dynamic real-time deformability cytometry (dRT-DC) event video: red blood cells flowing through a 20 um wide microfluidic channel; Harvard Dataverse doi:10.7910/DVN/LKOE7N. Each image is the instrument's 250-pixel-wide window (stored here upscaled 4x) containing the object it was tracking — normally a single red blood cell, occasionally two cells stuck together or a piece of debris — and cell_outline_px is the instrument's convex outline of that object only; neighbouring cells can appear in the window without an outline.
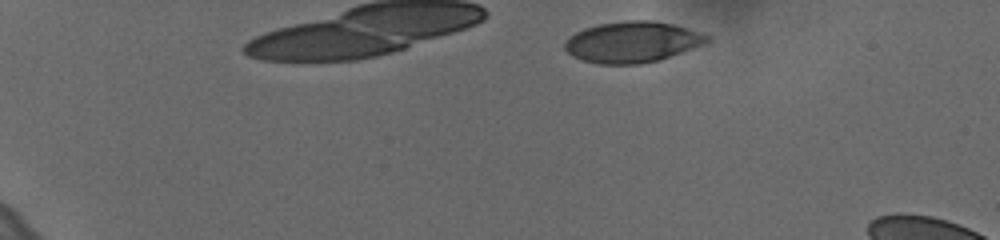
{"species": "human", "species_latin": "Homo sapiens", "temperature_condition": "cold", "stored_images_in_passage": 29, "camera_frame_rate_fps": 3000, "um_per_image_px": 0.085, "donor": {"sex": "female"}, "frame": {"image": 1, "passage_image": 1, "time_ms": 0.0, "image_size_px": [1000, 240], "cell_outline_px": [[708, 40], [692, 48], [660, 60], [640, 64], [600, 64], [584, 60], [572, 56], [564, 48], [564, 44], [568, 36], [584, 28], [600, 24], [628, 20], [652, 20], [672, 24], [700, 32], [708, 36]], "centroid_in_image_um": [53.69, 3.57], "position_along_channel_um": 31.3, "area_um2": 33.64}}
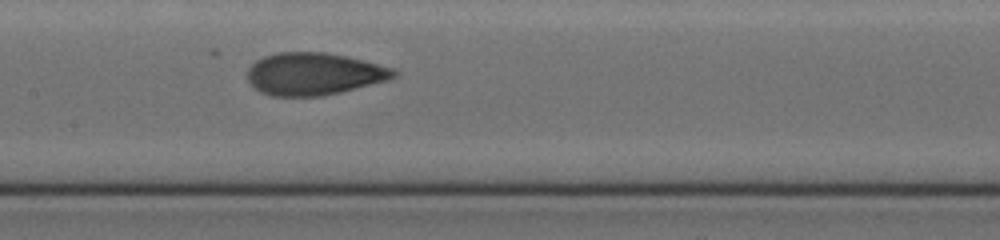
{"frame": {"image": 2, "passage_image": 20, "time_ms": 6.333, "image_size_px": [1000, 240], "cell_outline_px": [[396, 76], [388, 80], [340, 92], [320, 96], [272, 96], [260, 92], [248, 80], [248, 68], [256, 60], [264, 56], [276, 52], [324, 52], [364, 60], [392, 68], [396, 72]], "centroid_in_image_um": [26.66, 6.28], "position_along_channel_um": 180.7, "area_um2": 35.89}}
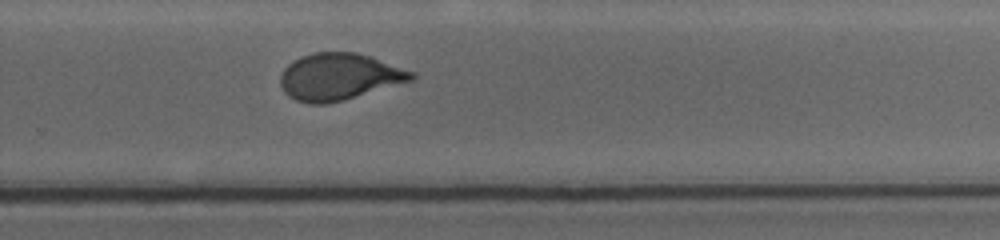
{"frame": {"image": 3, "passage_image": 29, "time_ms": 9.333, "image_size_px": [1000, 240], "cell_outline_px": [[416, 76], [412, 80], [344, 100], [324, 104], [308, 104], [296, 100], [288, 96], [284, 92], [280, 84], [280, 76], [284, 68], [288, 64], [300, 56], [316, 52], [356, 52], [416, 72]], "centroid_in_image_um": [28.8, 6.52], "position_along_channel_um": 301.0, "area_um2": 35.66}}